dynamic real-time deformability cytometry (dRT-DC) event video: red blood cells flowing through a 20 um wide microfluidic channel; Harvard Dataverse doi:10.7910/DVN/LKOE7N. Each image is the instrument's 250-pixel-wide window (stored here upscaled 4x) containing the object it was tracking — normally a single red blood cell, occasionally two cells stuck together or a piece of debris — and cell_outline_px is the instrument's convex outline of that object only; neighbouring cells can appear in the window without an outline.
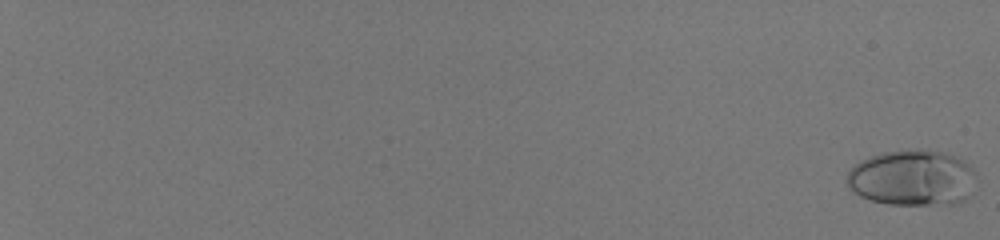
{"species": "human", "species_latin": "Homo sapiens", "temperature_condition": "room temperature", "stored_images_in_passage": 59, "camera_frame_rate_fps": 3000, "um_per_image_px": 0.085, "donor": {"sex": "male"}, "frame": {"image": 1, "passage_image": 1, "time_ms": 0.0, "image_size_px": [1000, 240], "cell_outline_px": [[976, 176], [968, 196], [964, 200], [952, 204], [888, 204], [872, 200], [860, 196], [848, 188], [848, 172], [860, 160], [884, 152], [908, 148], [920, 148], [940, 152], [964, 160], [976, 172]], "centroid_in_image_um": [77.55, 15.1], "position_along_channel_um": 7.5, "area_um2": 42.08}}
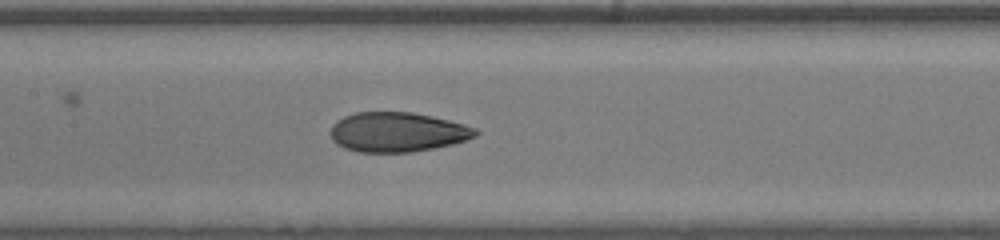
{"frame": {"image": 2, "passage_image": 36, "time_ms": 11.667, "image_size_px": [1000, 240], "cell_outline_px": [[480, 132], [476, 136], [452, 144], [412, 152], [360, 152], [344, 148], [336, 144], [332, 140], [332, 124], [336, 120], [344, 116], [356, 112], [412, 112], [432, 116], [464, 124], [476, 128]], "centroid_in_image_um": [33.77, 11.22], "position_along_channel_um": 173.6, "area_um2": 33.47}}
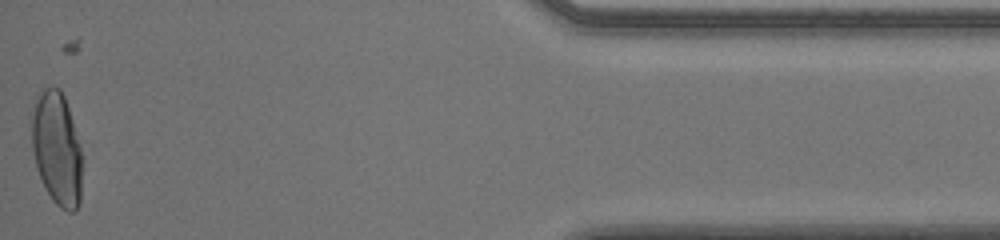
{"frame": {"image": 3, "passage_image": 59, "time_ms": 19.333, "image_size_px": [1000, 240], "cell_outline_px": [[84, 160], [80, 204], [76, 212], [68, 212], [60, 208], [52, 200], [36, 168], [32, 148], [32, 116], [36, 92], [40, 88], [60, 88], [64, 96], [80, 144]], "centroid_in_image_um": [4.86, 12.66], "position_along_channel_um": 430.3, "area_um2": 34.04}, "authors_computed_cell_mechanics": {"area_um2": 34.0442, "velocity_mm_per_s": 4.0447, "shape_relaxation_time_tau1_ms": 5.0702, "shape_relaxation_time_tau2_ms": 0.7076, "deformation_change_tau1": 0.2185, "deformation_change_tau2": 0.0558}}